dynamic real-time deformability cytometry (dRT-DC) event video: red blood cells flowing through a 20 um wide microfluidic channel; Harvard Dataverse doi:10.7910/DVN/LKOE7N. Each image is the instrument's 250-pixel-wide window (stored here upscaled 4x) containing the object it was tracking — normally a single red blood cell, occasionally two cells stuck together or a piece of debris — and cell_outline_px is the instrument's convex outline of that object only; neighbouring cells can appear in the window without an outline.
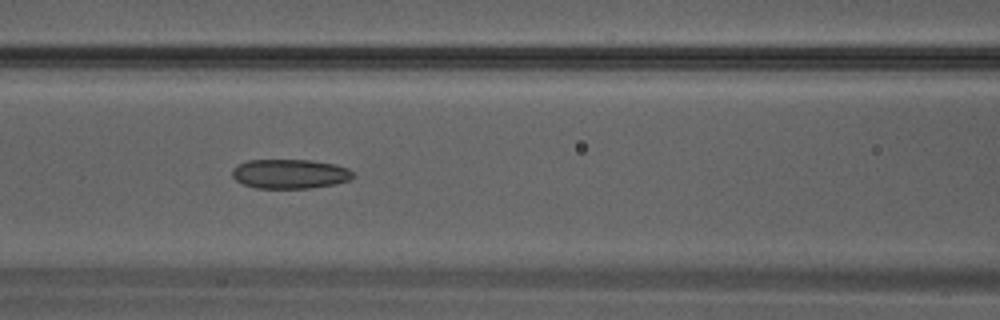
{"species": "Egyptian fruit bat (a non-hibernating species)", "species_latin": "Rousettus aegyptiacus", "temperature_condition": "warm", "stored_images_in_passage": 25, "camera_frame_rate_fps": 3000, "um_per_image_px": 0.085, "animal": {"sex": "male"}, "frame": {"image": 1, "passage_image": 6, "time_ms": 1.667, "image_size_px": [1000, 320], "cell_outline_px": [[356, 176], [348, 180], [336, 184], [308, 188], [256, 188], [244, 184], [236, 180], [232, 176], [232, 168], [236, 164], [248, 160], [312, 160], [336, 164], [348, 168], [356, 172]], "centroid_in_image_um": [24.67, 14.77], "position_along_channel_um": 141.9, "area_um2": 20.98}}
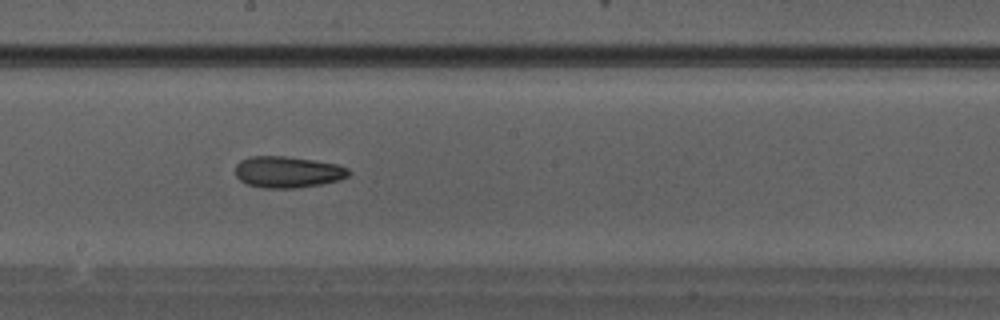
{"frame": {"image": 2, "passage_image": 10, "time_ms": 3.0, "image_size_px": [1000, 320], "cell_outline_px": [[352, 172], [348, 176], [340, 180], [320, 184], [296, 188], [264, 188], [248, 184], [240, 180], [236, 176], [236, 164], [240, 160], [248, 156], [284, 156], [312, 160], [336, 164], [348, 168]], "centroid_in_image_um": [24.45, 14.62], "position_along_channel_um": 223.8, "area_um2": 20.75}}
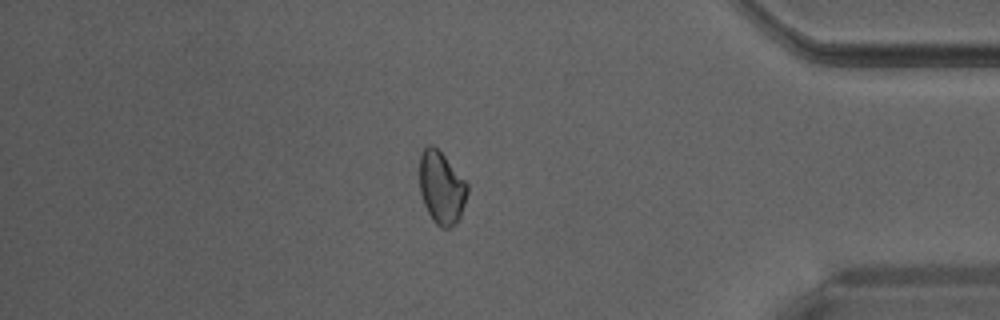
{"frame": {"image": 3, "passage_image": 20, "time_ms": 6.333, "image_size_px": [1000, 320], "cell_outline_px": [[468, 192], [460, 216], [448, 228], [440, 228], [432, 220], [424, 204], [420, 192], [420, 152], [428, 144], [432, 144], [444, 156], [468, 184]], "centroid_in_image_um": [37.51, 15.94], "position_along_channel_um": 397.7, "area_um2": 19.94}}